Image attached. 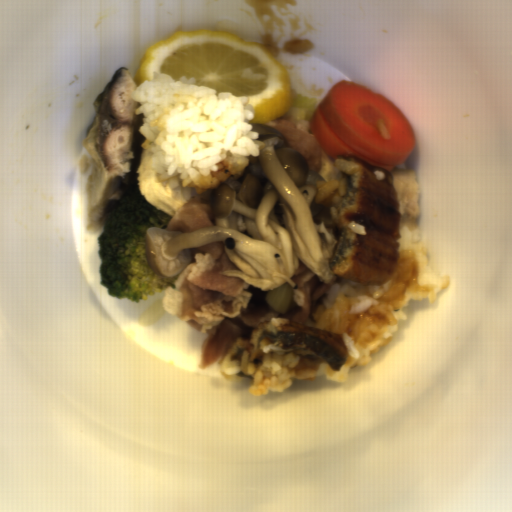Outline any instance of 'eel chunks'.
<instances>
[{
    "instance_id": "1",
    "label": "eel chunks",
    "mask_w": 512,
    "mask_h": 512,
    "mask_svg": "<svg viewBox=\"0 0 512 512\" xmlns=\"http://www.w3.org/2000/svg\"><path fill=\"white\" fill-rule=\"evenodd\" d=\"M348 181L337 208V245L330 271L357 285H382L395 277L400 217L419 220L414 170L388 171L360 160L334 159Z\"/></svg>"
},
{
    "instance_id": "2",
    "label": "eel chunks",
    "mask_w": 512,
    "mask_h": 512,
    "mask_svg": "<svg viewBox=\"0 0 512 512\" xmlns=\"http://www.w3.org/2000/svg\"><path fill=\"white\" fill-rule=\"evenodd\" d=\"M263 341L288 350L304 361L322 364L337 372L350 357L344 333L305 326L290 320L259 324L250 339H236L228 354L231 358L242 360L246 350L250 360H260L265 354Z\"/></svg>"
}]
</instances>
